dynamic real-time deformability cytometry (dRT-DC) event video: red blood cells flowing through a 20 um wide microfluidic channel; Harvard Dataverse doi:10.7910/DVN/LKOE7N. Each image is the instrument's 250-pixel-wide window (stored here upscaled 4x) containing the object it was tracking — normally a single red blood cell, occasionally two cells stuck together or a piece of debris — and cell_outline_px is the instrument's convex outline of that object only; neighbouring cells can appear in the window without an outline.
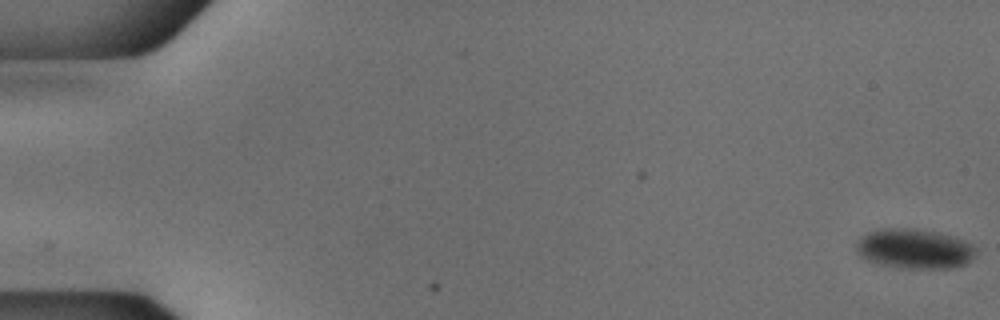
{"species": "common noctule bat (a hibernating species)", "species_latin": "Nyctalus noctula", "temperature_condition": "cold", "stored_images_in_passage": 15, "camera_frame_rate_fps": 3000, "um_per_image_px": 0.085, "animal": {"sex": "male", "body_mass_g": 18.8}, "frame": {"image": 1, "passage_image": 1, "time_ms": 0.0, "image_size_px": [1000, 320], "cell_outline_px": [[976, 252], [964, 264], [952, 268], [908, 268], [880, 264], [868, 260], [860, 256], [856, 252], [856, 244], [868, 232], [880, 228], [916, 228], [936, 232], [952, 236], [964, 240], [972, 244], [976, 248]], "centroid_in_image_um": [77.72, 21.13], "position_along_channel_um": 7.3, "area_um2": 27.51}}